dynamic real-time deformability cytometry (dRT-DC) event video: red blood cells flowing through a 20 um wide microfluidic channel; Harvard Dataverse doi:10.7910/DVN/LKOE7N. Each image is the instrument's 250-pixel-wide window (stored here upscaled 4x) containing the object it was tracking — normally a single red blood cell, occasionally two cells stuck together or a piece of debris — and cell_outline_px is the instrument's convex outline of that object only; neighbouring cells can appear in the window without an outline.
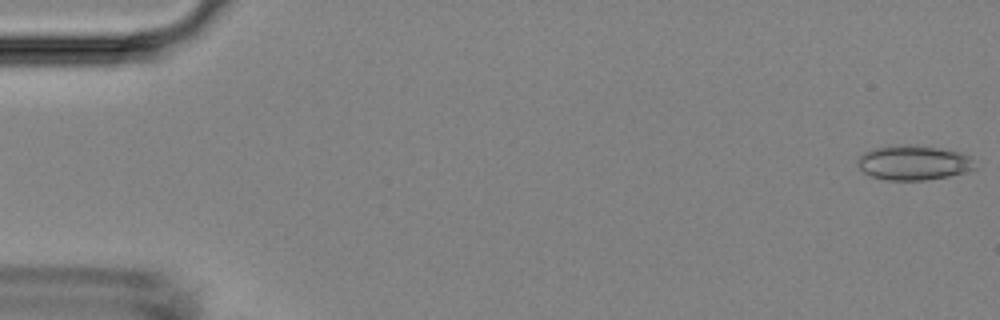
{"species": "Egyptian fruit bat (a non-hibernating species)", "species_latin": "Rousettus aegyptiacus", "temperature_condition": "room temperature", "stored_images_in_passage": 6, "camera_frame_rate_fps": 3000, "um_per_image_px": 0.085, "animal": {"sex": "female"}, "frame": {"image": 1, "passage_image": 1, "time_ms": 0.0, "image_size_px": [1000, 320], "cell_outline_px": [[976, 168], [968, 172], [928, 180], [884, 180], [872, 176], [864, 172], [856, 164], [856, 160], [864, 152], [872, 148], [900, 144], [908, 144], [940, 148], [960, 152], [972, 156]], "centroid_in_image_um": [77.67, 13.82], "position_along_channel_um": 7.3, "area_um2": 24.1}}
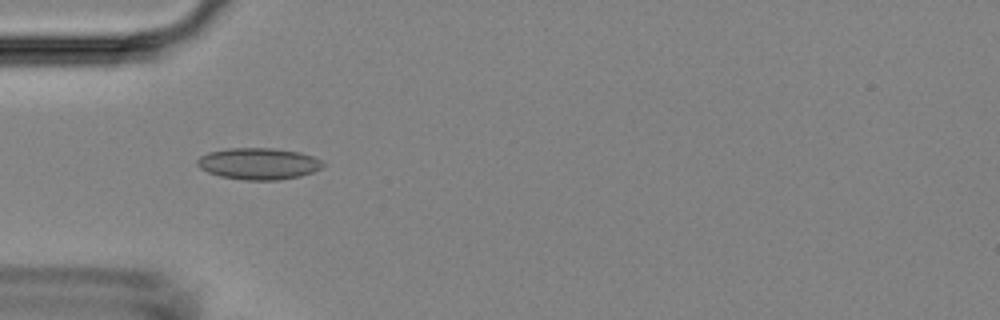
{"frame": {"image": 2, "passage_image": 4, "time_ms": 5.0, "image_size_px": [1000, 320], "cell_outline_px": [[324, 164], [320, 168], [312, 172], [300, 176], [276, 180], [244, 180], [220, 176], [208, 172], [200, 168], [196, 164], [196, 160], [200, 156], [208, 152], [228, 148], [272, 148], [300, 152], [312, 156], [320, 160]], "centroid_in_image_um": [21.94, 13.91], "position_along_channel_um": 63.1, "area_um2": 23.06}}
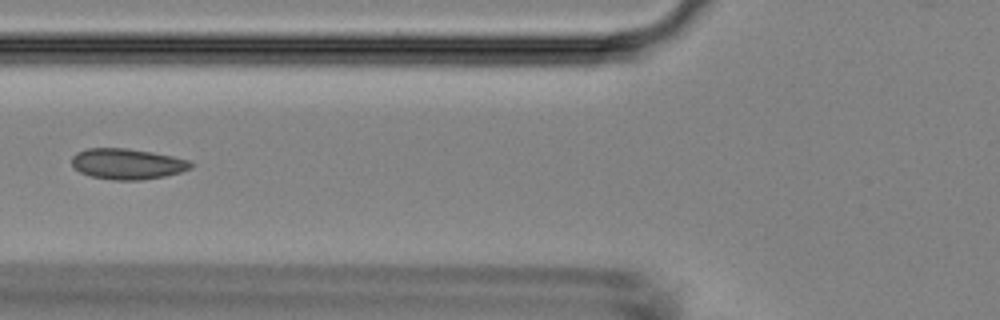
{"frame": {"image": 3, "passage_image": 5, "time_ms": 6.333, "image_size_px": [1000, 320], "cell_outline_px": [[196, 164], [192, 168], [180, 172], [164, 176], [140, 180], [112, 180], [92, 176], [80, 172], [72, 168], [72, 156], [76, 152], [88, 148], [128, 148], [152, 152], [172, 156], [188, 160]], "centroid_in_image_um": [10.82, 13.93], "position_along_channel_um": 115.0, "area_um2": 21.44}}